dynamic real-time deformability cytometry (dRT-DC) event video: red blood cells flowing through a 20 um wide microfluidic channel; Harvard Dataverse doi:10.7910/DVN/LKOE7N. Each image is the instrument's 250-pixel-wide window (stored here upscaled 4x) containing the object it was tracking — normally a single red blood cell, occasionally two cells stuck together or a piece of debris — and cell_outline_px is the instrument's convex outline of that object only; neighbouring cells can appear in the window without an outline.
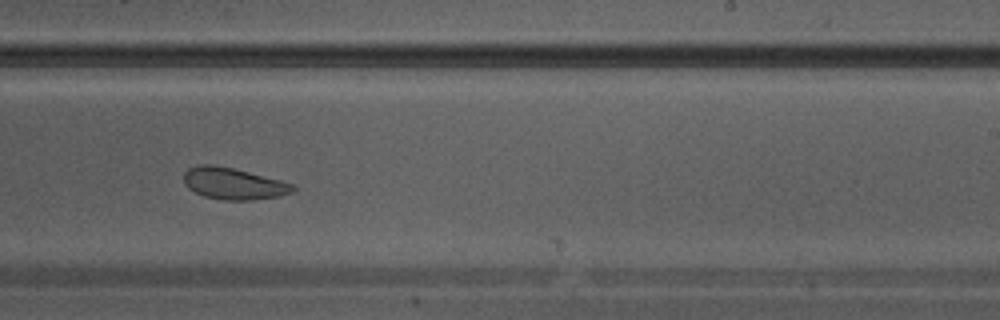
{"species": "Egyptian fruit bat (a non-hibernating species)", "species_latin": "Rousettus aegyptiacus", "temperature_condition": "warm", "stored_images_in_passage": 27, "camera_frame_rate_fps": 3000, "um_per_image_px": 0.085, "animal": {"sex": "male"}, "frame": {"image": 1, "passage_image": 16, "time_ms": 5.0, "image_size_px": [1000, 320], "cell_outline_px": [[296, 188], [292, 192], [280, 196], [252, 200], [224, 200], [204, 196], [188, 188], [184, 184], [184, 172], [188, 168], [200, 164], [212, 164], [232, 168], [280, 180], [292, 184]], "centroid_in_image_um": [19.82, 15.6], "position_along_channel_um": 269.2, "area_um2": 20.0}}